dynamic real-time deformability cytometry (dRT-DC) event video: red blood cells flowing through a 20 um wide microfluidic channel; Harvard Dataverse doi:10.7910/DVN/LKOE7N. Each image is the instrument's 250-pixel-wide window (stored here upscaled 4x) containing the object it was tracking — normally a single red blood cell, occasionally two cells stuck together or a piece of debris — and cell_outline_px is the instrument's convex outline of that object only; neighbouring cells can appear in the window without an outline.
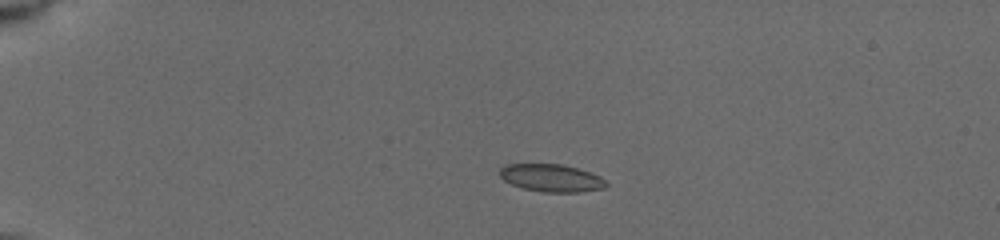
{"species": "common noctule bat (a hibernating species)", "species_latin": "Nyctalus noctula", "temperature_condition": "cold", "stored_images_in_passage": 17, "camera_frame_rate_fps": 3000, "um_per_image_px": 0.085, "animal": {"sex": "female", "body_mass_g": 19.5, "forearm_length_mm": 54.1}, "frame": {"image": 1, "passage_image": 1, "time_ms": 0.0, "image_size_px": [1000, 240], "cell_outline_px": [[608, 184], [604, 188], [580, 192], [544, 192], [524, 188], [512, 184], [504, 180], [500, 176], [500, 168], [508, 164], [564, 164], [600, 176]], "centroid_in_image_um": [46.87, 15.12], "position_along_channel_um": 38.1, "area_um2": 16.94}}
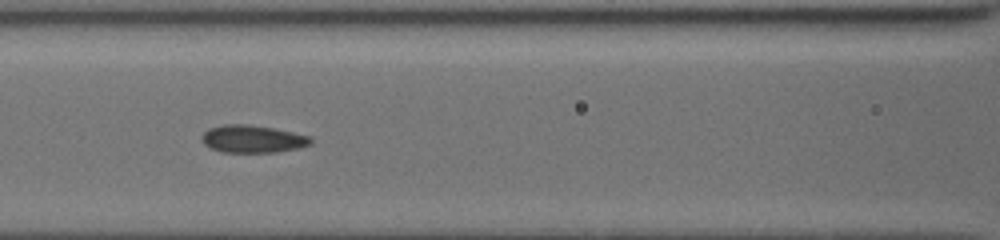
{"frame": {"image": 2, "passage_image": 10, "time_ms": 4.333, "image_size_px": [1000, 240], "cell_outline_px": [[312, 144], [296, 148], [276, 152], [220, 152], [204, 144], [200, 140], [200, 136], [208, 128], [224, 124], [248, 124], [272, 128], [312, 136]], "centroid_in_image_um": [21.44, 11.8], "position_along_channel_um": 145.2, "area_um2": 17.57}}
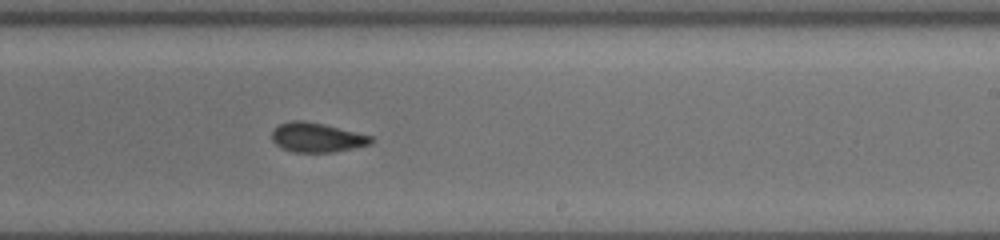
{"frame": {"image": 3, "passage_image": 17, "time_ms": 7.333, "image_size_px": [1000, 240], "cell_outline_px": [[376, 140], [372, 144], [332, 152], [292, 152], [280, 148], [272, 140], [272, 132], [280, 124], [292, 120], [304, 120], [324, 124], [372, 136]], "centroid_in_image_um": [26.94, 11.69], "position_along_channel_um": 262.1, "area_um2": 17.05}}